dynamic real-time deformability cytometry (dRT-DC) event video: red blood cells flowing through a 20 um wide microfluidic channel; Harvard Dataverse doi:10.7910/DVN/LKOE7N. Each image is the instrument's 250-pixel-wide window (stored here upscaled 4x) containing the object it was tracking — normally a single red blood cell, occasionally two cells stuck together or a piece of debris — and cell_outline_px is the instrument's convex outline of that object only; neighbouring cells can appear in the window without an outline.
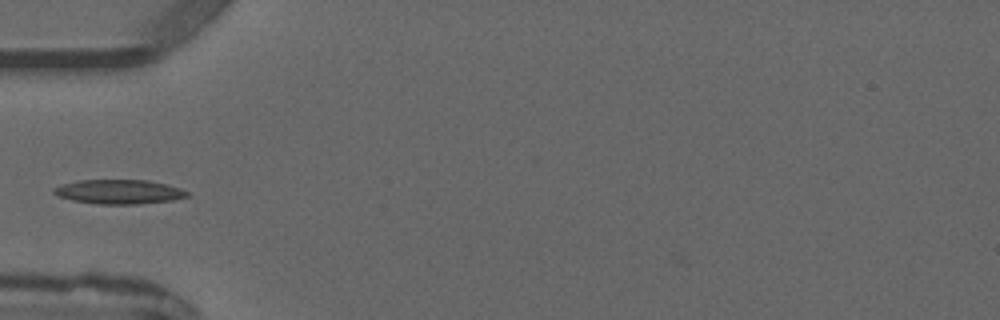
{"species": "common noctule bat (a hibernating species)", "species_latin": "Nyctalus noctula", "temperature_condition": "warm", "stored_images_in_passage": 5, "camera_frame_rate_fps": 3000, "um_per_image_px": 0.085, "animal": {"sex": "male", "forearm_length_mm": 52.5}, "frame": {"image": 1, "passage_image": 5, "time_ms": 4.667, "image_size_px": [1000, 320], "cell_outline_px": [[188, 196], [172, 200], [136, 204], [96, 204], [72, 200], [56, 196], [52, 192], [52, 188], [60, 184], [80, 180], [148, 180], [168, 184], [180, 188], [188, 192]], "centroid_in_image_um": [10.06, 16.29], "position_along_channel_um": 74.9, "area_um2": 19.02}}